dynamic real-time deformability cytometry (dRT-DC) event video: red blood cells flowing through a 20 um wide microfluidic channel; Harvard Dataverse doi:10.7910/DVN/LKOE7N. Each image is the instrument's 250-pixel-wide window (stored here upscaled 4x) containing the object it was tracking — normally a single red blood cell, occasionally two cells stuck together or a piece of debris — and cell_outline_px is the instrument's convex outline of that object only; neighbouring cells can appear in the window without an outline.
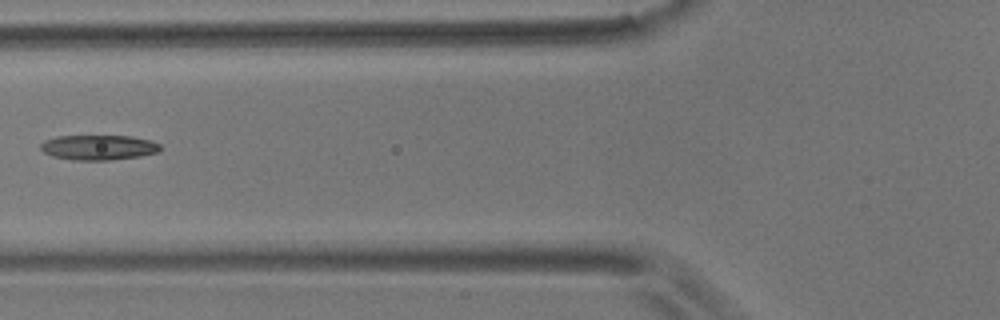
{"species": "common noctule bat (a hibernating species)", "species_latin": "Nyctalus noctula", "temperature_condition": "room temperature", "stored_images_in_passage": 6, "camera_frame_rate_fps": 3000, "um_per_image_px": 0.085, "animal": {"sex": "male", "body_mass_g": 17.9}, "frame": {"image": 1, "passage_image": 6, "time_ms": 1.667, "image_size_px": [1000, 320], "cell_outline_px": [[164, 148], [160, 152], [140, 156], [108, 160], [72, 160], [52, 156], [44, 152], [40, 148], [40, 144], [44, 140], [56, 136], [132, 136], [152, 140], [160, 144]], "centroid_in_image_um": [8.42, 12.53], "position_along_channel_um": 117.4, "area_um2": 17.69}}